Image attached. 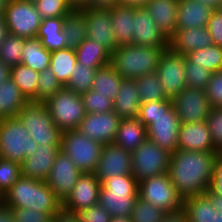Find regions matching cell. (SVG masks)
<instances>
[{
  "mask_svg": "<svg viewBox=\"0 0 222 222\" xmlns=\"http://www.w3.org/2000/svg\"><path fill=\"white\" fill-rule=\"evenodd\" d=\"M217 151L198 152L177 149L171 153L169 178L184 199L203 195L211 185Z\"/></svg>",
  "mask_w": 222,
  "mask_h": 222,
  "instance_id": "1",
  "label": "cell"
},
{
  "mask_svg": "<svg viewBox=\"0 0 222 222\" xmlns=\"http://www.w3.org/2000/svg\"><path fill=\"white\" fill-rule=\"evenodd\" d=\"M8 207L32 208L52 218L62 209V202L44 181L21 176L1 198Z\"/></svg>",
  "mask_w": 222,
  "mask_h": 222,
  "instance_id": "2",
  "label": "cell"
},
{
  "mask_svg": "<svg viewBox=\"0 0 222 222\" xmlns=\"http://www.w3.org/2000/svg\"><path fill=\"white\" fill-rule=\"evenodd\" d=\"M167 48L134 44L118 46L111 53L110 64L124 79H135L156 72L160 55Z\"/></svg>",
  "mask_w": 222,
  "mask_h": 222,
  "instance_id": "3",
  "label": "cell"
},
{
  "mask_svg": "<svg viewBox=\"0 0 222 222\" xmlns=\"http://www.w3.org/2000/svg\"><path fill=\"white\" fill-rule=\"evenodd\" d=\"M138 188L139 182L133 174L106 178L101 183L98 203L112 217H131Z\"/></svg>",
  "mask_w": 222,
  "mask_h": 222,
  "instance_id": "4",
  "label": "cell"
},
{
  "mask_svg": "<svg viewBox=\"0 0 222 222\" xmlns=\"http://www.w3.org/2000/svg\"><path fill=\"white\" fill-rule=\"evenodd\" d=\"M17 117L38 146L61 144L62 131L53 122L44 102H28Z\"/></svg>",
  "mask_w": 222,
  "mask_h": 222,
  "instance_id": "5",
  "label": "cell"
},
{
  "mask_svg": "<svg viewBox=\"0 0 222 222\" xmlns=\"http://www.w3.org/2000/svg\"><path fill=\"white\" fill-rule=\"evenodd\" d=\"M37 147L18 117L0 119V157L21 164Z\"/></svg>",
  "mask_w": 222,
  "mask_h": 222,
  "instance_id": "6",
  "label": "cell"
},
{
  "mask_svg": "<svg viewBox=\"0 0 222 222\" xmlns=\"http://www.w3.org/2000/svg\"><path fill=\"white\" fill-rule=\"evenodd\" d=\"M56 126L63 132L79 129L85 117L81 95L62 87L44 102Z\"/></svg>",
  "mask_w": 222,
  "mask_h": 222,
  "instance_id": "7",
  "label": "cell"
},
{
  "mask_svg": "<svg viewBox=\"0 0 222 222\" xmlns=\"http://www.w3.org/2000/svg\"><path fill=\"white\" fill-rule=\"evenodd\" d=\"M103 146V144L86 137L78 129L62 132L60 149L82 173L95 171Z\"/></svg>",
  "mask_w": 222,
  "mask_h": 222,
  "instance_id": "8",
  "label": "cell"
},
{
  "mask_svg": "<svg viewBox=\"0 0 222 222\" xmlns=\"http://www.w3.org/2000/svg\"><path fill=\"white\" fill-rule=\"evenodd\" d=\"M171 153L146 139L132 152V174L138 182L167 173Z\"/></svg>",
  "mask_w": 222,
  "mask_h": 222,
  "instance_id": "9",
  "label": "cell"
},
{
  "mask_svg": "<svg viewBox=\"0 0 222 222\" xmlns=\"http://www.w3.org/2000/svg\"><path fill=\"white\" fill-rule=\"evenodd\" d=\"M138 196L165 212L179 210L183 205V198L177 193L168 173L140 181Z\"/></svg>",
  "mask_w": 222,
  "mask_h": 222,
  "instance_id": "10",
  "label": "cell"
},
{
  "mask_svg": "<svg viewBox=\"0 0 222 222\" xmlns=\"http://www.w3.org/2000/svg\"><path fill=\"white\" fill-rule=\"evenodd\" d=\"M8 33L23 38H36L42 17L33 1L10 0L4 12Z\"/></svg>",
  "mask_w": 222,
  "mask_h": 222,
  "instance_id": "11",
  "label": "cell"
},
{
  "mask_svg": "<svg viewBox=\"0 0 222 222\" xmlns=\"http://www.w3.org/2000/svg\"><path fill=\"white\" fill-rule=\"evenodd\" d=\"M155 73L161 81L163 90L169 99H173L187 87L185 78V56L173 52L170 48L164 49L160 55Z\"/></svg>",
  "mask_w": 222,
  "mask_h": 222,
  "instance_id": "12",
  "label": "cell"
},
{
  "mask_svg": "<svg viewBox=\"0 0 222 222\" xmlns=\"http://www.w3.org/2000/svg\"><path fill=\"white\" fill-rule=\"evenodd\" d=\"M172 106L181 124L206 121L211 108L205 90L188 87L172 99Z\"/></svg>",
  "mask_w": 222,
  "mask_h": 222,
  "instance_id": "13",
  "label": "cell"
},
{
  "mask_svg": "<svg viewBox=\"0 0 222 222\" xmlns=\"http://www.w3.org/2000/svg\"><path fill=\"white\" fill-rule=\"evenodd\" d=\"M82 174L74 162L60 151L45 182L63 203L71 194L73 187Z\"/></svg>",
  "mask_w": 222,
  "mask_h": 222,
  "instance_id": "14",
  "label": "cell"
},
{
  "mask_svg": "<svg viewBox=\"0 0 222 222\" xmlns=\"http://www.w3.org/2000/svg\"><path fill=\"white\" fill-rule=\"evenodd\" d=\"M181 122L172 106L165 113L159 114L146 127L147 139L170 153L178 149V134Z\"/></svg>",
  "mask_w": 222,
  "mask_h": 222,
  "instance_id": "15",
  "label": "cell"
},
{
  "mask_svg": "<svg viewBox=\"0 0 222 222\" xmlns=\"http://www.w3.org/2000/svg\"><path fill=\"white\" fill-rule=\"evenodd\" d=\"M120 121L114 111L86 113L78 130L89 139L106 145L114 142Z\"/></svg>",
  "mask_w": 222,
  "mask_h": 222,
  "instance_id": "16",
  "label": "cell"
},
{
  "mask_svg": "<svg viewBox=\"0 0 222 222\" xmlns=\"http://www.w3.org/2000/svg\"><path fill=\"white\" fill-rule=\"evenodd\" d=\"M132 153L124 148L109 143L103 146L100 159L97 163L95 176L101 183L112 176L132 174Z\"/></svg>",
  "mask_w": 222,
  "mask_h": 222,
  "instance_id": "17",
  "label": "cell"
},
{
  "mask_svg": "<svg viewBox=\"0 0 222 222\" xmlns=\"http://www.w3.org/2000/svg\"><path fill=\"white\" fill-rule=\"evenodd\" d=\"M85 15L87 38L102 44L110 53L117 48L112 30L111 8H81Z\"/></svg>",
  "mask_w": 222,
  "mask_h": 222,
  "instance_id": "18",
  "label": "cell"
},
{
  "mask_svg": "<svg viewBox=\"0 0 222 222\" xmlns=\"http://www.w3.org/2000/svg\"><path fill=\"white\" fill-rule=\"evenodd\" d=\"M101 181L94 173H83L71 194L62 203V209L76 214L98 203Z\"/></svg>",
  "mask_w": 222,
  "mask_h": 222,
  "instance_id": "19",
  "label": "cell"
},
{
  "mask_svg": "<svg viewBox=\"0 0 222 222\" xmlns=\"http://www.w3.org/2000/svg\"><path fill=\"white\" fill-rule=\"evenodd\" d=\"M132 44L150 47H169V39L156 26L145 8H135Z\"/></svg>",
  "mask_w": 222,
  "mask_h": 222,
  "instance_id": "20",
  "label": "cell"
},
{
  "mask_svg": "<svg viewBox=\"0 0 222 222\" xmlns=\"http://www.w3.org/2000/svg\"><path fill=\"white\" fill-rule=\"evenodd\" d=\"M60 146L61 144L38 146L21 163V176L45 182L57 154L61 151Z\"/></svg>",
  "mask_w": 222,
  "mask_h": 222,
  "instance_id": "21",
  "label": "cell"
},
{
  "mask_svg": "<svg viewBox=\"0 0 222 222\" xmlns=\"http://www.w3.org/2000/svg\"><path fill=\"white\" fill-rule=\"evenodd\" d=\"M178 149L198 152L216 151L206 121L181 124Z\"/></svg>",
  "mask_w": 222,
  "mask_h": 222,
  "instance_id": "22",
  "label": "cell"
},
{
  "mask_svg": "<svg viewBox=\"0 0 222 222\" xmlns=\"http://www.w3.org/2000/svg\"><path fill=\"white\" fill-rule=\"evenodd\" d=\"M210 45H213V41L207 27L176 29L175 33L169 38V48L173 52L184 56Z\"/></svg>",
  "mask_w": 222,
  "mask_h": 222,
  "instance_id": "23",
  "label": "cell"
},
{
  "mask_svg": "<svg viewBox=\"0 0 222 222\" xmlns=\"http://www.w3.org/2000/svg\"><path fill=\"white\" fill-rule=\"evenodd\" d=\"M213 10L198 0H178L176 29L207 27Z\"/></svg>",
  "mask_w": 222,
  "mask_h": 222,
  "instance_id": "24",
  "label": "cell"
},
{
  "mask_svg": "<svg viewBox=\"0 0 222 222\" xmlns=\"http://www.w3.org/2000/svg\"><path fill=\"white\" fill-rule=\"evenodd\" d=\"M145 9L169 39L176 31L178 0H150Z\"/></svg>",
  "mask_w": 222,
  "mask_h": 222,
  "instance_id": "25",
  "label": "cell"
},
{
  "mask_svg": "<svg viewBox=\"0 0 222 222\" xmlns=\"http://www.w3.org/2000/svg\"><path fill=\"white\" fill-rule=\"evenodd\" d=\"M141 101L135 79H123L113 101V111L121 119L138 118Z\"/></svg>",
  "mask_w": 222,
  "mask_h": 222,
  "instance_id": "26",
  "label": "cell"
},
{
  "mask_svg": "<svg viewBox=\"0 0 222 222\" xmlns=\"http://www.w3.org/2000/svg\"><path fill=\"white\" fill-rule=\"evenodd\" d=\"M146 139V126L138 118H129L121 119L113 143L132 153Z\"/></svg>",
  "mask_w": 222,
  "mask_h": 222,
  "instance_id": "27",
  "label": "cell"
},
{
  "mask_svg": "<svg viewBox=\"0 0 222 222\" xmlns=\"http://www.w3.org/2000/svg\"><path fill=\"white\" fill-rule=\"evenodd\" d=\"M112 30L118 46L131 45L133 39V17L135 8L115 5L111 8Z\"/></svg>",
  "mask_w": 222,
  "mask_h": 222,
  "instance_id": "28",
  "label": "cell"
},
{
  "mask_svg": "<svg viewBox=\"0 0 222 222\" xmlns=\"http://www.w3.org/2000/svg\"><path fill=\"white\" fill-rule=\"evenodd\" d=\"M77 63L99 69L111 62V53L99 42L86 38L76 49Z\"/></svg>",
  "mask_w": 222,
  "mask_h": 222,
  "instance_id": "29",
  "label": "cell"
},
{
  "mask_svg": "<svg viewBox=\"0 0 222 222\" xmlns=\"http://www.w3.org/2000/svg\"><path fill=\"white\" fill-rule=\"evenodd\" d=\"M28 102L11 77L0 85V119L17 117Z\"/></svg>",
  "mask_w": 222,
  "mask_h": 222,
  "instance_id": "30",
  "label": "cell"
},
{
  "mask_svg": "<svg viewBox=\"0 0 222 222\" xmlns=\"http://www.w3.org/2000/svg\"><path fill=\"white\" fill-rule=\"evenodd\" d=\"M64 17L42 19L36 38L48 51L67 48L64 32Z\"/></svg>",
  "mask_w": 222,
  "mask_h": 222,
  "instance_id": "31",
  "label": "cell"
},
{
  "mask_svg": "<svg viewBox=\"0 0 222 222\" xmlns=\"http://www.w3.org/2000/svg\"><path fill=\"white\" fill-rule=\"evenodd\" d=\"M188 222H218V214L210 200L203 194L183 199Z\"/></svg>",
  "mask_w": 222,
  "mask_h": 222,
  "instance_id": "32",
  "label": "cell"
},
{
  "mask_svg": "<svg viewBox=\"0 0 222 222\" xmlns=\"http://www.w3.org/2000/svg\"><path fill=\"white\" fill-rule=\"evenodd\" d=\"M51 51H48L41 44L38 38L25 39L21 63L35 70L42 72L50 68Z\"/></svg>",
  "mask_w": 222,
  "mask_h": 222,
  "instance_id": "33",
  "label": "cell"
},
{
  "mask_svg": "<svg viewBox=\"0 0 222 222\" xmlns=\"http://www.w3.org/2000/svg\"><path fill=\"white\" fill-rule=\"evenodd\" d=\"M123 79L111 64L106 65L95 72L92 90L108 96L114 101Z\"/></svg>",
  "mask_w": 222,
  "mask_h": 222,
  "instance_id": "34",
  "label": "cell"
},
{
  "mask_svg": "<svg viewBox=\"0 0 222 222\" xmlns=\"http://www.w3.org/2000/svg\"><path fill=\"white\" fill-rule=\"evenodd\" d=\"M85 15L78 9L64 17V39L69 49H76L86 38Z\"/></svg>",
  "mask_w": 222,
  "mask_h": 222,
  "instance_id": "35",
  "label": "cell"
},
{
  "mask_svg": "<svg viewBox=\"0 0 222 222\" xmlns=\"http://www.w3.org/2000/svg\"><path fill=\"white\" fill-rule=\"evenodd\" d=\"M76 64L75 49L65 48L51 52L50 68L63 87L68 83Z\"/></svg>",
  "mask_w": 222,
  "mask_h": 222,
  "instance_id": "36",
  "label": "cell"
},
{
  "mask_svg": "<svg viewBox=\"0 0 222 222\" xmlns=\"http://www.w3.org/2000/svg\"><path fill=\"white\" fill-rule=\"evenodd\" d=\"M10 77L29 102H36L39 72L20 63L10 68Z\"/></svg>",
  "mask_w": 222,
  "mask_h": 222,
  "instance_id": "37",
  "label": "cell"
},
{
  "mask_svg": "<svg viewBox=\"0 0 222 222\" xmlns=\"http://www.w3.org/2000/svg\"><path fill=\"white\" fill-rule=\"evenodd\" d=\"M141 103L168 99L155 72L135 78Z\"/></svg>",
  "mask_w": 222,
  "mask_h": 222,
  "instance_id": "38",
  "label": "cell"
},
{
  "mask_svg": "<svg viewBox=\"0 0 222 222\" xmlns=\"http://www.w3.org/2000/svg\"><path fill=\"white\" fill-rule=\"evenodd\" d=\"M185 56L213 73L222 70V47L215 44L192 51Z\"/></svg>",
  "mask_w": 222,
  "mask_h": 222,
  "instance_id": "39",
  "label": "cell"
},
{
  "mask_svg": "<svg viewBox=\"0 0 222 222\" xmlns=\"http://www.w3.org/2000/svg\"><path fill=\"white\" fill-rule=\"evenodd\" d=\"M26 38L8 33L0 45V60L11 68L21 63Z\"/></svg>",
  "mask_w": 222,
  "mask_h": 222,
  "instance_id": "40",
  "label": "cell"
},
{
  "mask_svg": "<svg viewBox=\"0 0 222 222\" xmlns=\"http://www.w3.org/2000/svg\"><path fill=\"white\" fill-rule=\"evenodd\" d=\"M96 69H91L77 63L72 70L68 83L64 86L79 95L92 89Z\"/></svg>",
  "mask_w": 222,
  "mask_h": 222,
  "instance_id": "41",
  "label": "cell"
},
{
  "mask_svg": "<svg viewBox=\"0 0 222 222\" xmlns=\"http://www.w3.org/2000/svg\"><path fill=\"white\" fill-rule=\"evenodd\" d=\"M213 72L196 65L185 56V78L188 88L206 90Z\"/></svg>",
  "mask_w": 222,
  "mask_h": 222,
  "instance_id": "42",
  "label": "cell"
},
{
  "mask_svg": "<svg viewBox=\"0 0 222 222\" xmlns=\"http://www.w3.org/2000/svg\"><path fill=\"white\" fill-rule=\"evenodd\" d=\"M165 214L164 210L138 196L130 218L131 222H162Z\"/></svg>",
  "mask_w": 222,
  "mask_h": 222,
  "instance_id": "43",
  "label": "cell"
},
{
  "mask_svg": "<svg viewBox=\"0 0 222 222\" xmlns=\"http://www.w3.org/2000/svg\"><path fill=\"white\" fill-rule=\"evenodd\" d=\"M62 87L51 68L39 72L36 102H45L48 98L54 96Z\"/></svg>",
  "mask_w": 222,
  "mask_h": 222,
  "instance_id": "44",
  "label": "cell"
},
{
  "mask_svg": "<svg viewBox=\"0 0 222 222\" xmlns=\"http://www.w3.org/2000/svg\"><path fill=\"white\" fill-rule=\"evenodd\" d=\"M33 2L42 19L65 17L74 10L67 0H34Z\"/></svg>",
  "mask_w": 222,
  "mask_h": 222,
  "instance_id": "45",
  "label": "cell"
},
{
  "mask_svg": "<svg viewBox=\"0 0 222 222\" xmlns=\"http://www.w3.org/2000/svg\"><path fill=\"white\" fill-rule=\"evenodd\" d=\"M21 177V164L0 157V197Z\"/></svg>",
  "mask_w": 222,
  "mask_h": 222,
  "instance_id": "46",
  "label": "cell"
},
{
  "mask_svg": "<svg viewBox=\"0 0 222 222\" xmlns=\"http://www.w3.org/2000/svg\"><path fill=\"white\" fill-rule=\"evenodd\" d=\"M82 102L86 113H104L113 111V100L108 96L93 91L81 94Z\"/></svg>",
  "mask_w": 222,
  "mask_h": 222,
  "instance_id": "47",
  "label": "cell"
},
{
  "mask_svg": "<svg viewBox=\"0 0 222 222\" xmlns=\"http://www.w3.org/2000/svg\"><path fill=\"white\" fill-rule=\"evenodd\" d=\"M172 107V99L141 103L138 119L147 127L159 114Z\"/></svg>",
  "mask_w": 222,
  "mask_h": 222,
  "instance_id": "48",
  "label": "cell"
},
{
  "mask_svg": "<svg viewBox=\"0 0 222 222\" xmlns=\"http://www.w3.org/2000/svg\"><path fill=\"white\" fill-rule=\"evenodd\" d=\"M206 123L211 133V139L214 149L222 153V107L210 108Z\"/></svg>",
  "mask_w": 222,
  "mask_h": 222,
  "instance_id": "49",
  "label": "cell"
},
{
  "mask_svg": "<svg viewBox=\"0 0 222 222\" xmlns=\"http://www.w3.org/2000/svg\"><path fill=\"white\" fill-rule=\"evenodd\" d=\"M208 101L211 107H222V70L212 74L206 88Z\"/></svg>",
  "mask_w": 222,
  "mask_h": 222,
  "instance_id": "50",
  "label": "cell"
},
{
  "mask_svg": "<svg viewBox=\"0 0 222 222\" xmlns=\"http://www.w3.org/2000/svg\"><path fill=\"white\" fill-rule=\"evenodd\" d=\"M79 222H110L112 216L99 203L76 213Z\"/></svg>",
  "mask_w": 222,
  "mask_h": 222,
  "instance_id": "51",
  "label": "cell"
},
{
  "mask_svg": "<svg viewBox=\"0 0 222 222\" xmlns=\"http://www.w3.org/2000/svg\"><path fill=\"white\" fill-rule=\"evenodd\" d=\"M15 222H47L50 218L42 212L33 211L32 208L12 207Z\"/></svg>",
  "mask_w": 222,
  "mask_h": 222,
  "instance_id": "52",
  "label": "cell"
},
{
  "mask_svg": "<svg viewBox=\"0 0 222 222\" xmlns=\"http://www.w3.org/2000/svg\"><path fill=\"white\" fill-rule=\"evenodd\" d=\"M207 29L213 44L222 47V13L218 9L212 11Z\"/></svg>",
  "mask_w": 222,
  "mask_h": 222,
  "instance_id": "53",
  "label": "cell"
},
{
  "mask_svg": "<svg viewBox=\"0 0 222 222\" xmlns=\"http://www.w3.org/2000/svg\"><path fill=\"white\" fill-rule=\"evenodd\" d=\"M213 193L222 196V153H218L215 165L213 179L209 188Z\"/></svg>",
  "mask_w": 222,
  "mask_h": 222,
  "instance_id": "54",
  "label": "cell"
},
{
  "mask_svg": "<svg viewBox=\"0 0 222 222\" xmlns=\"http://www.w3.org/2000/svg\"><path fill=\"white\" fill-rule=\"evenodd\" d=\"M204 195L210 200V203L214 206V209L218 214V222H222V196L213 193L208 189Z\"/></svg>",
  "mask_w": 222,
  "mask_h": 222,
  "instance_id": "55",
  "label": "cell"
},
{
  "mask_svg": "<svg viewBox=\"0 0 222 222\" xmlns=\"http://www.w3.org/2000/svg\"><path fill=\"white\" fill-rule=\"evenodd\" d=\"M162 222H188V219L185 210L181 208L176 211L166 212Z\"/></svg>",
  "mask_w": 222,
  "mask_h": 222,
  "instance_id": "56",
  "label": "cell"
},
{
  "mask_svg": "<svg viewBox=\"0 0 222 222\" xmlns=\"http://www.w3.org/2000/svg\"><path fill=\"white\" fill-rule=\"evenodd\" d=\"M53 222H79L78 216L61 209L52 217Z\"/></svg>",
  "mask_w": 222,
  "mask_h": 222,
  "instance_id": "57",
  "label": "cell"
},
{
  "mask_svg": "<svg viewBox=\"0 0 222 222\" xmlns=\"http://www.w3.org/2000/svg\"><path fill=\"white\" fill-rule=\"evenodd\" d=\"M117 5V0H88L84 8H105L110 9Z\"/></svg>",
  "mask_w": 222,
  "mask_h": 222,
  "instance_id": "58",
  "label": "cell"
},
{
  "mask_svg": "<svg viewBox=\"0 0 222 222\" xmlns=\"http://www.w3.org/2000/svg\"><path fill=\"white\" fill-rule=\"evenodd\" d=\"M0 222H15L12 209L0 202Z\"/></svg>",
  "mask_w": 222,
  "mask_h": 222,
  "instance_id": "59",
  "label": "cell"
},
{
  "mask_svg": "<svg viewBox=\"0 0 222 222\" xmlns=\"http://www.w3.org/2000/svg\"><path fill=\"white\" fill-rule=\"evenodd\" d=\"M150 0H117V5L129 6L133 8H145Z\"/></svg>",
  "mask_w": 222,
  "mask_h": 222,
  "instance_id": "60",
  "label": "cell"
},
{
  "mask_svg": "<svg viewBox=\"0 0 222 222\" xmlns=\"http://www.w3.org/2000/svg\"><path fill=\"white\" fill-rule=\"evenodd\" d=\"M10 77V68L0 60V85Z\"/></svg>",
  "mask_w": 222,
  "mask_h": 222,
  "instance_id": "61",
  "label": "cell"
},
{
  "mask_svg": "<svg viewBox=\"0 0 222 222\" xmlns=\"http://www.w3.org/2000/svg\"><path fill=\"white\" fill-rule=\"evenodd\" d=\"M8 34V29L4 19V15H0V45Z\"/></svg>",
  "mask_w": 222,
  "mask_h": 222,
  "instance_id": "62",
  "label": "cell"
},
{
  "mask_svg": "<svg viewBox=\"0 0 222 222\" xmlns=\"http://www.w3.org/2000/svg\"><path fill=\"white\" fill-rule=\"evenodd\" d=\"M67 1L75 10L84 8L88 3V0H67Z\"/></svg>",
  "mask_w": 222,
  "mask_h": 222,
  "instance_id": "63",
  "label": "cell"
},
{
  "mask_svg": "<svg viewBox=\"0 0 222 222\" xmlns=\"http://www.w3.org/2000/svg\"><path fill=\"white\" fill-rule=\"evenodd\" d=\"M201 1L203 4L211 7L212 9H218V7L220 6L222 0H198Z\"/></svg>",
  "mask_w": 222,
  "mask_h": 222,
  "instance_id": "64",
  "label": "cell"
},
{
  "mask_svg": "<svg viewBox=\"0 0 222 222\" xmlns=\"http://www.w3.org/2000/svg\"><path fill=\"white\" fill-rule=\"evenodd\" d=\"M10 0H0V15H4V12L8 6Z\"/></svg>",
  "mask_w": 222,
  "mask_h": 222,
  "instance_id": "65",
  "label": "cell"
},
{
  "mask_svg": "<svg viewBox=\"0 0 222 222\" xmlns=\"http://www.w3.org/2000/svg\"><path fill=\"white\" fill-rule=\"evenodd\" d=\"M110 222H131L130 217H112Z\"/></svg>",
  "mask_w": 222,
  "mask_h": 222,
  "instance_id": "66",
  "label": "cell"
},
{
  "mask_svg": "<svg viewBox=\"0 0 222 222\" xmlns=\"http://www.w3.org/2000/svg\"><path fill=\"white\" fill-rule=\"evenodd\" d=\"M218 10L222 13V2L220 4V6L218 7Z\"/></svg>",
  "mask_w": 222,
  "mask_h": 222,
  "instance_id": "67",
  "label": "cell"
},
{
  "mask_svg": "<svg viewBox=\"0 0 222 222\" xmlns=\"http://www.w3.org/2000/svg\"><path fill=\"white\" fill-rule=\"evenodd\" d=\"M47 222H53L52 218H50Z\"/></svg>",
  "mask_w": 222,
  "mask_h": 222,
  "instance_id": "68",
  "label": "cell"
}]
</instances>
